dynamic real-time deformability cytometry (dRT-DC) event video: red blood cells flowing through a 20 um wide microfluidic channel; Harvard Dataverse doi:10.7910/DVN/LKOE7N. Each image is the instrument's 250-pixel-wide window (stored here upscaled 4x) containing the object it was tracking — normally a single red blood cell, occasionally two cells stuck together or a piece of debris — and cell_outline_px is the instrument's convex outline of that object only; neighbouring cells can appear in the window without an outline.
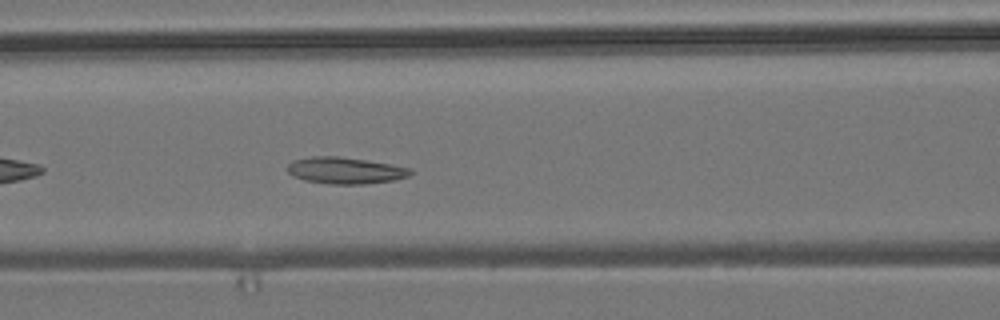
{"species": "common noctule bat (a hibernating species)", "species_latin": "Nyctalus noctula", "temperature_condition": "room temperature", "stored_images_in_passage": 41, "camera_frame_rate_fps": 3000, "um_per_image_px": 0.085, "animal": {"sex": "male", "body_mass_g": 19.2, "forearm_length_mm": 51.8}, "frame": {"image": 1, "passage_image": 9, "time_ms": 2.667, "image_size_px": [1000, 320], "cell_outline_px": [[416, 172], [408, 176], [396, 180], [364, 184], [332, 184], [304, 180], [292, 176], [288, 172], [288, 164], [296, 160], [312, 156], [340, 156], [412, 168]], "centroid_in_image_um": [29.39, 14.5], "position_along_channel_um": 137.2, "area_um2": 19.02}}
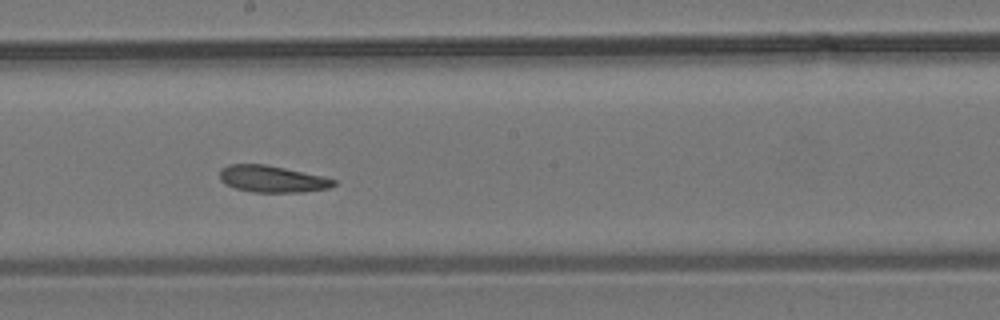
{"frame": {"image": 2, "passage_image": 16, "time_ms": 5.0, "image_size_px": [1000, 320], "cell_outline_px": [[336, 184], [328, 188], [304, 192], [252, 192], [236, 188], [224, 184], [220, 180], [220, 172], [228, 164], [264, 164], [284, 168], [320, 176], [336, 180]], "centroid_in_image_um": [23.11, 15.22], "position_along_channel_um": 225.1, "area_um2": 17.51}}
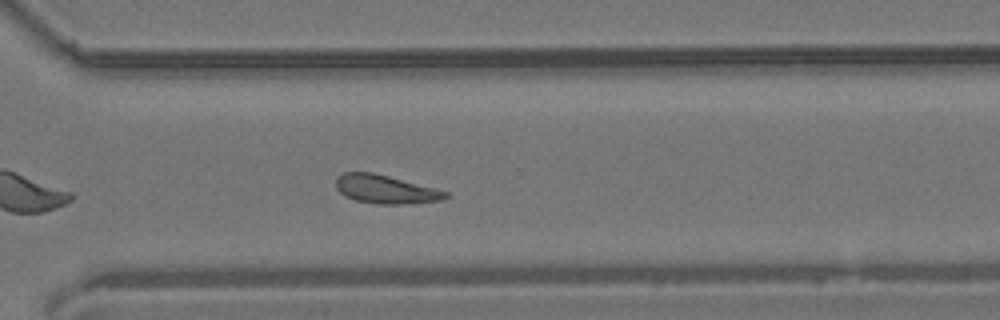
{"frame": {"image": 3, "passage_image": 25, "time_ms": 8.0, "image_size_px": [1000, 320], "cell_outline_px": [[448, 196], [440, 200], [412, 204], [376, 204], [356, 200], [344, 196], [336, 188], [336, 176], [344, 172], [372, 172], [436, 188], [448, 192]], "centroid_in_image_um": [32.75, 16.09], "position_along_channel_um": 337.9, "area_um2": 18.26}, "authors_computed_cell_mechanics": {"area_um2": 18.3804, "velocity_mm_per_s": 3.7731, "shape_relaxation_time_tau1_ms": null, "shape_relaxation_time_tau2_ms": 3.3906, "deformation_change_tau1": null, "deformation_change_tau2": 0.1119}}